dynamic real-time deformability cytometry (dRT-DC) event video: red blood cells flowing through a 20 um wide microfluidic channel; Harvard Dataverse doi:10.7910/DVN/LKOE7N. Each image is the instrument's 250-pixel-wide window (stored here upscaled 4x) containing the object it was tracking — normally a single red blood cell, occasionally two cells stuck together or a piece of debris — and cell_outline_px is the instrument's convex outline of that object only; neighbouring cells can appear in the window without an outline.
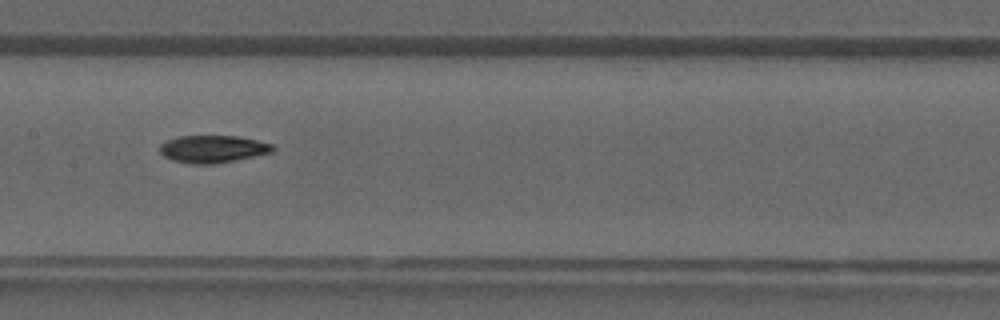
{"species": "common noctule bat (a hibernating species)", "species_latin": "Nyctalus noctula", "temperature_condition": "warm", "stored_images_in_passage": 21, "camera_frame_rate_fps": 3000, "um_per_image_px": 0.085, "animal": {"sex": "male", "forearm_length_mm": 52.5}, "frame": {"image": 1, "passage_image": 14, "time_ms": 4.333, "image_size_px": [1000, 320], "cell_outline_px": [[268, 148], [256, 152], [216, 160], [196, 160], [176, 156], [168, 152], [168, 148], [192, 140], [244, 140], [260, 144]], "centroid_in_image_um": [18.24, 12.68], "position_along_channel_um": 189.2, "area_um2": 10.52}}